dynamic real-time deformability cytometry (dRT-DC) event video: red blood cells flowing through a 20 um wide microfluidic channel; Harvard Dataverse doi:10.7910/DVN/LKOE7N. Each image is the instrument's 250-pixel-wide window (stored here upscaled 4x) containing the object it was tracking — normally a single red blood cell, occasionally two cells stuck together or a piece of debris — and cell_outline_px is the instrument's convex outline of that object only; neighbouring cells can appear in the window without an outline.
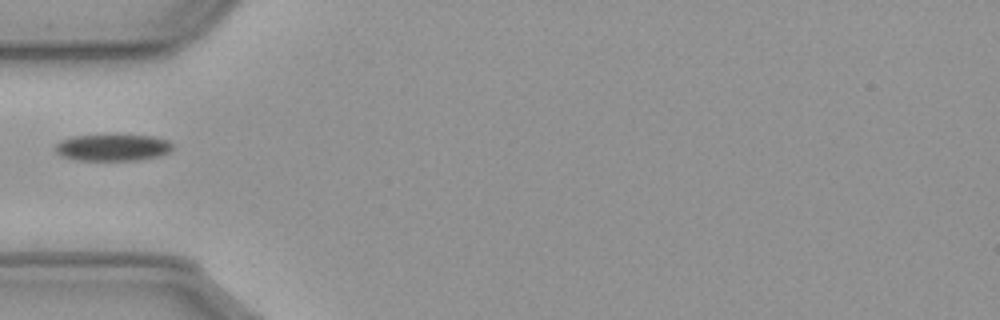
{"species": "common noctule bat (a hibernating species)", "species_latin": "Nyctalus noctula", "temperature_condition": "cold", "stored_images_in_passage": 39, "camera_frame_rate_fps": 3000, "um_per_image_px": 0.085, "animal": {"sex": "male", "body_mass_g": 23.1, "forearm_length_mm": 52.7}, "frame": {"image": 1, "passage_image": 1, "time_ms": 0.0, "image_size_px": [1000, 320], "cell_outline_px": [[172, 148], [168, 152], [160, 156], [136, 160], [76, 160], [64, 156], [56, 152], [56, 144], [60, 140], [72, 136], [152, 136], [168, 140], [172, 144]], "centroid_in_image_um": [9.58, 12.55], "position_along_channel_um": 75.4, "area_um2": 17.86}}
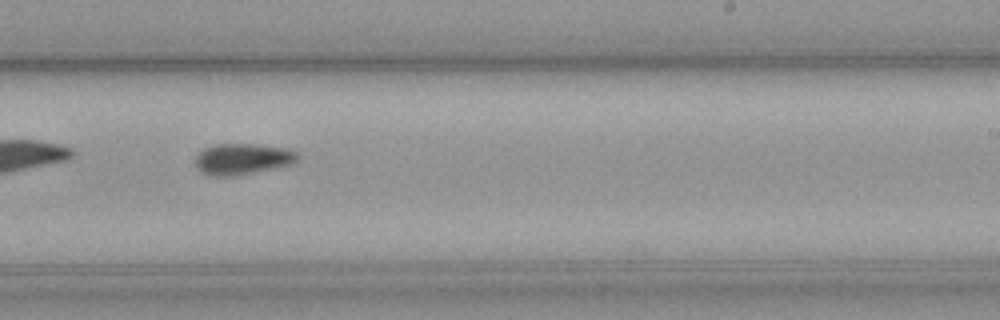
{"frame": {"image": 2, "passage_image": 17, "time_ms": 5.333, "image_size_px": [1000, 320], "cell_outline_px": [[296, 160], [288, 164], [232, 176], [216, 176], [204, 172], [196, 164], [196, 156], [204, 148], [216, 144], [256, 144], [288, 148], [296, 152]], "centroid_in_image_um": [20.58, 13.48], "position_along_channel_um": 268.4, "area_um2": 17.8}}
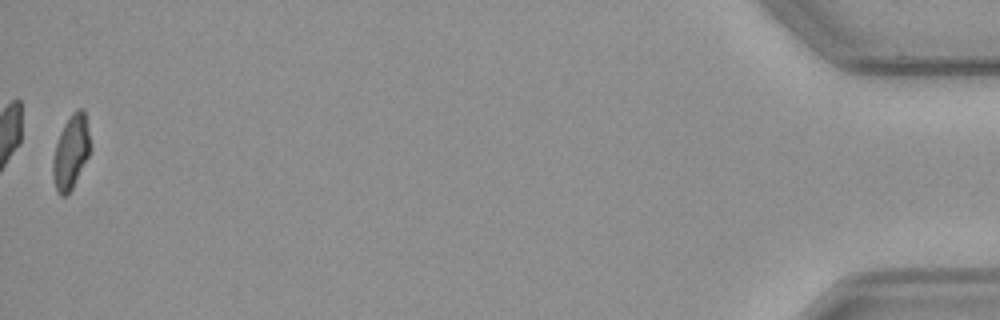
{"frame": {"image": 3, "passage_image": 39, "time_ms": 12.667, "image_size_px": [1000, 320], "cell_outline_px": [[92, 148], [72, 188], [64, 196], [60, 196], [56, 188], [52, 172], [52, 164], [56, 144], [60, 132], [64, 124], [72, 112], [76, 108], [80, 108], [84, 112]], "centroid_in_image_um": [6.03, 12.9], "position_along_channel_um": 429.2, "area_um2": 15.84}}